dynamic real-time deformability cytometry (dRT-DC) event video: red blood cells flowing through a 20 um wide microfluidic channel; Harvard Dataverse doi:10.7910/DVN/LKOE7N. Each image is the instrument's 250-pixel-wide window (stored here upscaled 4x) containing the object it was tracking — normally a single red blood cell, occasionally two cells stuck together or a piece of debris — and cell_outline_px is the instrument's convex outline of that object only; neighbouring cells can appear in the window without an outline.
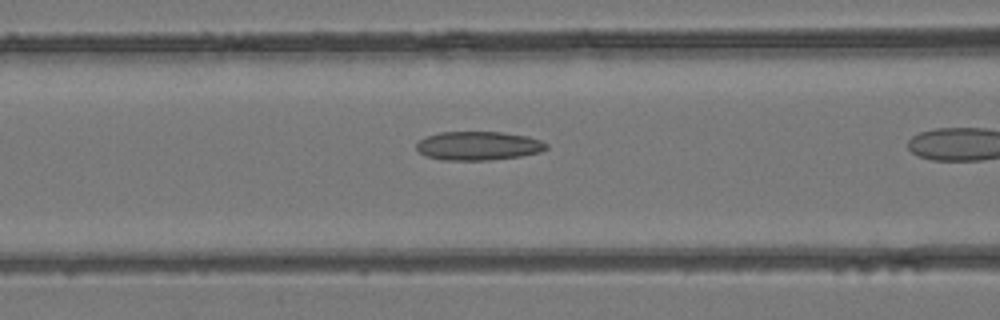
{"species": "common noctule bat (a hibernating species)", "species_latin": "Nyctalus noctula", "temperature_condition": "room temperature", "stored_images_in_passage": 18, "camera_frame_rate_fps": 3000, "um_per_image_px": 0.085, "animal": {"sex": "female", "body_mass_g": 24.6, "forearm_length_mm": 56.2}, "frame": {"image": 1, "passage_image": 16, "time_ms": 5.0, "image_size_px": [1000, 320], "cell_outline_px": [[548, 148], [540, 152], [520, 156], [488, 160], [440, 160], [424, 156], [416, 148], [416, 144], [420, 140], [428, 136], [440, 132], [500, 132], [528, 136], [540, 140], [548, 144]], "centroid_in_image_um": [40.65, 12.4], "position_along_channel_um": 125.9, "area_um2": 21.79}}